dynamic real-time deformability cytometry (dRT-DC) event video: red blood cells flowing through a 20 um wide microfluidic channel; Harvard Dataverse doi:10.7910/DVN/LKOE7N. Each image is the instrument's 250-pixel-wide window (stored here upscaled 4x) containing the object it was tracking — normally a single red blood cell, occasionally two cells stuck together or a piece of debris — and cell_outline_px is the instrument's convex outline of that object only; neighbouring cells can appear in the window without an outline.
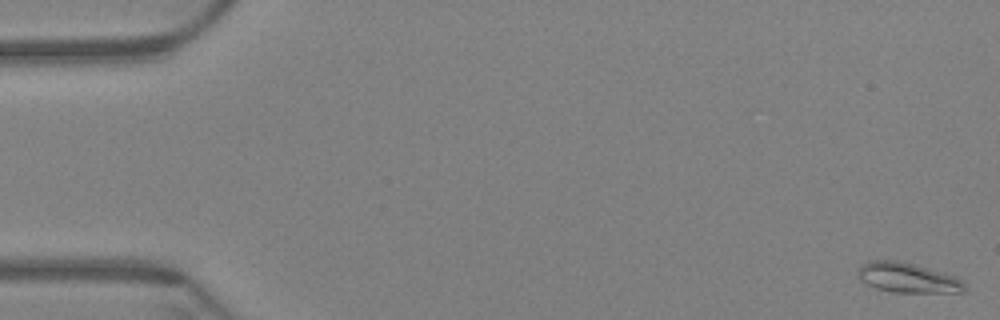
{"species": "Egyptian fruit bat (a non-hibernating species)", "species_latin": "Rousettus aegyptiacus", "temperature_condition": "warm", "stored_images_in_passage": 61, "camera_frame_rate_fps": 3000, "um_per_image_px": 0.085, "animal": {"sex": "female"}, "frame": {"image": 1, "passage_image": 1, "time_ms": 0.0, "image_size_px": [1000, 320], "cell_outline_px": [[964, 292], [892, 292], [876, 288], [860, 280], [856, 276], [856, 272], [860, 264], [868, 260], [900, 260], [944, 272], [956, 276], [964, 280]], "centroid_in_image_um": [77.11, 23.58], "position_along_channel_um": 7.9, "area_um2": 18.9}}
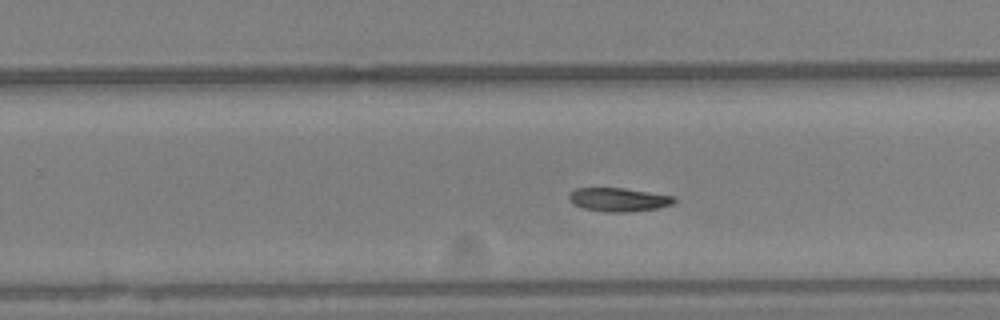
{"frame": {"image": 2, "passage_image": 39, "time_ms": 12.667, "image_size_px": [1000, 320], "cell_outline_px": [[676, 200], [672, 204], [660, 208], [628, 212], [604, 212], [584, 208], [576, 204], [568, 196], [576, 188], [620, 188], [648, 192], [672, 196]], "centroid_in_image_um": [52.61, 16.98], "position_along_channel_um": 277.2, "area_um2": 14.16}}
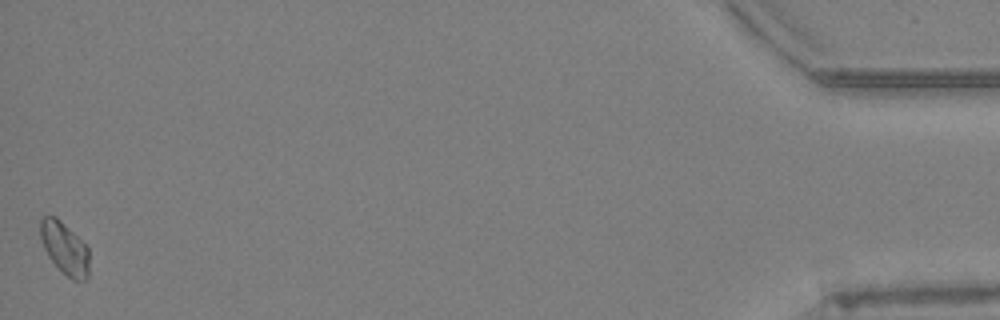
{"frame": {"image": 3, "passage_image": 61, "time_ms": 20.0, "image_size_px": [1000, 320], "cell_outline_px": [[88, 276], [84, 280], [72, 280], [48, 256], [44, 248], [40, 236], [40, 220], [44, 216], [56, 216], [88, 248]], "centroid_in_image_um": [5.48, 21.08], "position_along_channel_um": 429.7, "area_um2": 14.39}}